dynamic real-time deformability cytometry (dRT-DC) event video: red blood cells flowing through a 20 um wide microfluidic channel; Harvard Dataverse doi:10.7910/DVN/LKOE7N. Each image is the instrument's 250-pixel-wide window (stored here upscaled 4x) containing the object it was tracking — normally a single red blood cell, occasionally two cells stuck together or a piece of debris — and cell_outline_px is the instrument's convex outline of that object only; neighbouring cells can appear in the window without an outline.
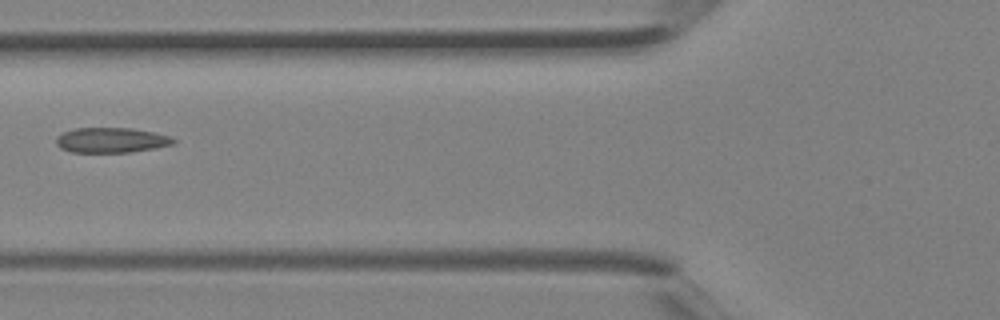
{"species": "Egyptian fruit bat (a non-hibernating species)", "species_latin": "Rousettus aegyptiacus", "temperature_condition": "room temperature", "stored_images_in_passage": 5, "camera_frame_rate_fps": 3000, "um_per_image_px": 0.085, "animal": {"sex": "female"}, "frame": {"image": 1, "passage_image": 5, "time_ms": 1.333, "image_size_px": [1000, 320], "cell_outline_px": [[176, 140], [172, 144], [152, 148], [128, 152], [72, 152], [60, 148], [56, 144], [56, 136], [72, 128], [132, 128], [152, 132], [168, 136]], "centroid_in_image_um": [9.38, 11.9], "position_along_channel_um": 116.4, "area_um2": 16.94}}